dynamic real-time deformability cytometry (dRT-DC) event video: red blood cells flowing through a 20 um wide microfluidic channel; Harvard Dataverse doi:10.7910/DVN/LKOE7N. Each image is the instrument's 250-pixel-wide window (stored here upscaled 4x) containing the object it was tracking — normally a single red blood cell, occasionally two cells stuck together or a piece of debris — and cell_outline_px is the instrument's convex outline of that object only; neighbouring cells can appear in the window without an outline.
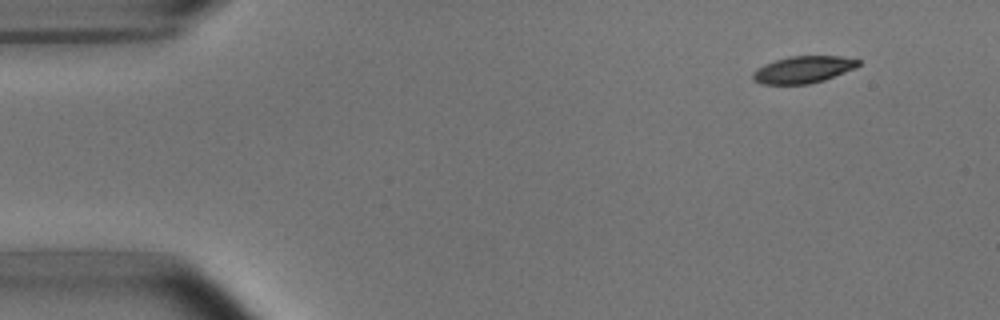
{"species": "common noctule bat (a hibernating species)", "species_latin": "Nyctalus noctula", "temperature_condition": "room temperature", "stored_images_in_passage": 4, "camera_frame_rate_fps": 3000, "um_per_image_px": 0.085, "animal": {"sex": "male", "body_mass_g": 15.6}, "frame": {"image": 1, "passage_image": 1, "time_ms": 0.0, "image_size_px": [1000, 320], "cell_outline_px": [[860, 64], [856, 68], [824, 80], [808, 84], [760, 84], [752, 80], [752, 72], [756, 68], [764, 64], [788, 56], [840, 56], [860, 60]], "centroid_in_image_um": [68.24, 5.91], "position_along_channel_um": 16.8, "area_um2": 16.7}}
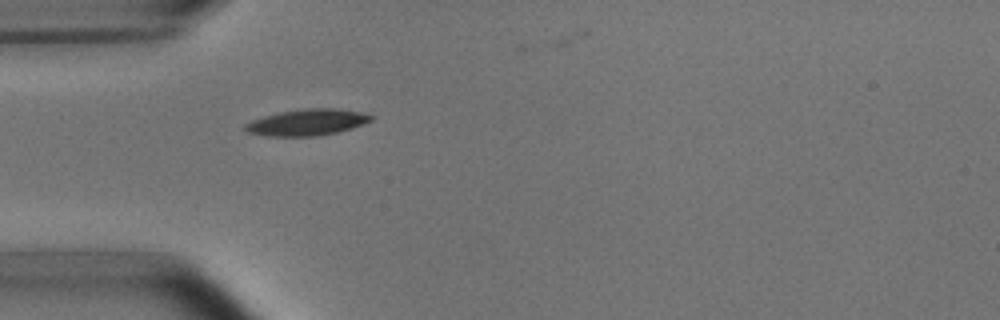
{"frame": {"image": 2, "passage_image": 4, "time_ms": 3.667, "image_size_px": [1000, 320], "cell_outline_px": [[376, 116], [372, 120], [352, 128], [320, 136], [268, 136], [248, 132], [244, 128], [244, 124], [252, 120], [264, 116], [280, 112], [304, 108], [336, 108], [360, 112]], "centroid_in_image_um": [26.12, 10.39], "position_along_channel_um": 58.9, "area_um2": 19.31}}